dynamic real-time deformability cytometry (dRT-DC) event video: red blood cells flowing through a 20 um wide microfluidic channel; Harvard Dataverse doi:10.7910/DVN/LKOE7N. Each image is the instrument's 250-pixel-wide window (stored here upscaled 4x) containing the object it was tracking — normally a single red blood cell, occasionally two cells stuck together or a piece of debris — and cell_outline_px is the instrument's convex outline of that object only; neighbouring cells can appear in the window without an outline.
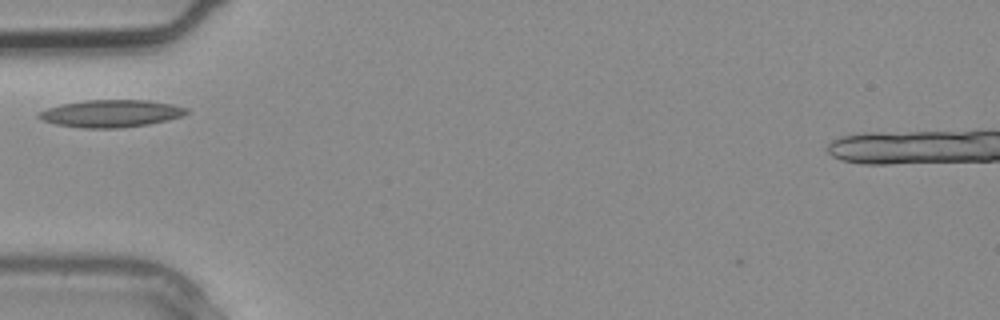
{"species": "common noctule bat (a hibernating species)", "species_latin": "Nyctalus noctula", "temperature_condition": "warm", "stored_images_in_passage": 1, "camera_frame_rate_fps": 3000, "um_per_image_px": 0.085, "animal": {"sex": "male", "body_mass_g": 20.4}, "frame": {"image": 1, "passage_image": 1, "time_ms": 0.0, "image_size_px": [1000, 320], "cell_outline_px": [[188, 112], [184, 116], [168, 120], [148, 124], [120, 128], [80, 128], [56, 124], [44, 120], [36, 116], [40, 112], [48, 108], [60, 104], [84, 100], [148, 100], [172, 104], [188, 108]], "centroid_in_image_um": [9.46, 9.64], "position_along_channel_um": 75.5, "area_um2": 23.58}}